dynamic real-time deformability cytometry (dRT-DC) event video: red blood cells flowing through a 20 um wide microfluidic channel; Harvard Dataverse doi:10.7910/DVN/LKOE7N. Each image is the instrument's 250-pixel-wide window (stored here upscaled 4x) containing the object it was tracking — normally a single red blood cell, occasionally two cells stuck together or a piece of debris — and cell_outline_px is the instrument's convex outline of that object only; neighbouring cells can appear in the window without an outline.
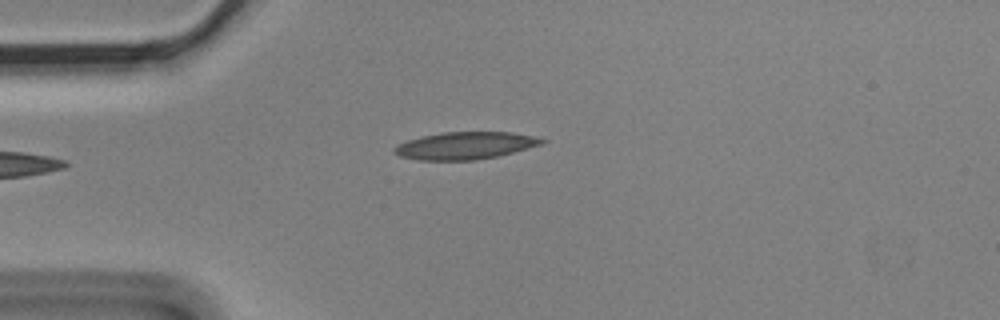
{"species": "Egyptian fruit bat (a non-hibernating species)", "species_latin": "Rousettus aegyptiacus", "temperature_condition": "cold", "stored_images_in_passage": 4, "camera_frame_rate_fps": 3000, "um_per_image_px": 0.085, "animal": {"sex": "male"}, "frame": {"image": 1, "passage_image": 4, "time_ms": 1.0, "image_size_px": [1000, 320], "cell_outline_px": [[548, 140], [544, 144], [496, 156], [476, 160], [420, 160], [400, 156], [392, 152], [392, 148], [408, 140], [424, 136], [444, 132], [512, 132], [532, 136]], "centroid_in_image_um": [39.55, 12.37], "position_along_channel_um": 45.4, "area_um2": 23.29}}